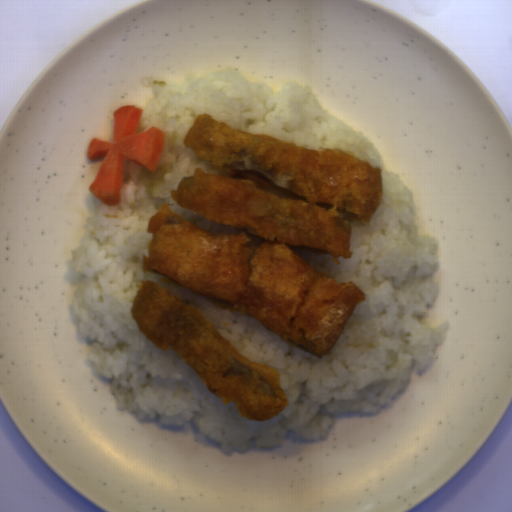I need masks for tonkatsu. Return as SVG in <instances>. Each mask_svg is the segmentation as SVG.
Masks as SVG:
<instances>
[{"mask_svg":"<svg viewBox=\"0 0 512 512\" xmlns=\"http://www.w3.org/2000/svg\"><path fill=\"white\" fill-rule=\"evenodd\" d=\"M226 176L195 168L170 197L209 222L242 233L212 234L160 203L149 218L141 271L181 285L217 307L249 313L294 347L326 355L366 293L337 282L297 251L351 259L352 221L366 226L383 193L382 169L339 148L307 149L248 133L210 113L183 139ZM346 215L349 219L341 218Z\"/></svg>","mask_w":512,"mask_h":512,"instance_id":"1","label":"tonkatsu"},{"mask_svg":"<svg viewBox=\"0 0 512 512\" xmlns=\"http://www.w3.org/2000/svg\"><path fill=\"white\" fill-rule=\"evenodd\" d=\"M130 313L139 330L161 350H175L222 402L241 417L263 422L290 404L277 368L238 353L198 309L153 280L137 284Z\"/></svg>","mask_w":512,"mask_h":512,"instance_id":"2","label":"tonkatsu"}]
</instances>
